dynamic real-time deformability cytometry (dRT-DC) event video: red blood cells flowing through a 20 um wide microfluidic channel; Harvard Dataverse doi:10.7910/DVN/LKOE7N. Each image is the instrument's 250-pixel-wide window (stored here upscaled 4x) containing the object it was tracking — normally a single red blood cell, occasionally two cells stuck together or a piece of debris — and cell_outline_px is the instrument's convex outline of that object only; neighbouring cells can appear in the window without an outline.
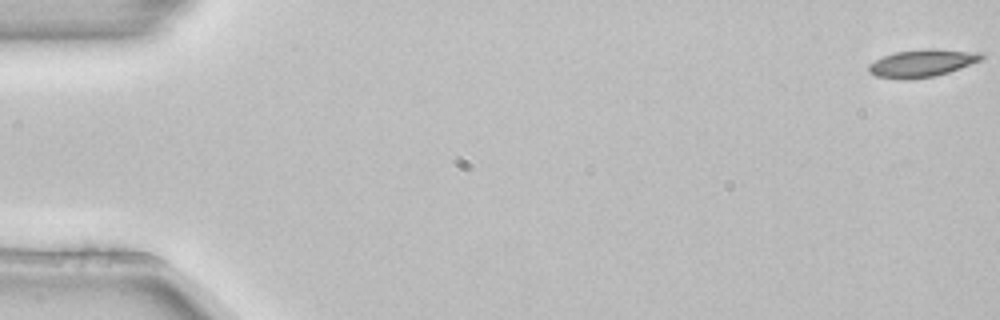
{"species": "common noctule bat (a hibernating species)", "species_latin": "Nyctalus noctula", "temperature_condition": "room temperature", "stored_images_in_passage": 6, "camera_frame_rate_fps": 3000, "um_per_image_px": 0.085, "animal": {"sex": "female", "body_mass_g": 22.7, "forearm_length_mm": 54.2}, "frame": {"image": 1, "passage_image": 1, "time_ms": 0.0, "image_size_px": [1000, 320], "cell_outline_px": [[984, 60], [936, 76], [908, 80], [900, 80], [876, 76], [868, 72], [868, 64], [884, 56], [896, 52], [924, 48], [932, 48], [984, 52]], "centroid_in_image_um": [78.42, 5.37], "position_along_channel_um": 6.6, "area_um2": 18.5}}
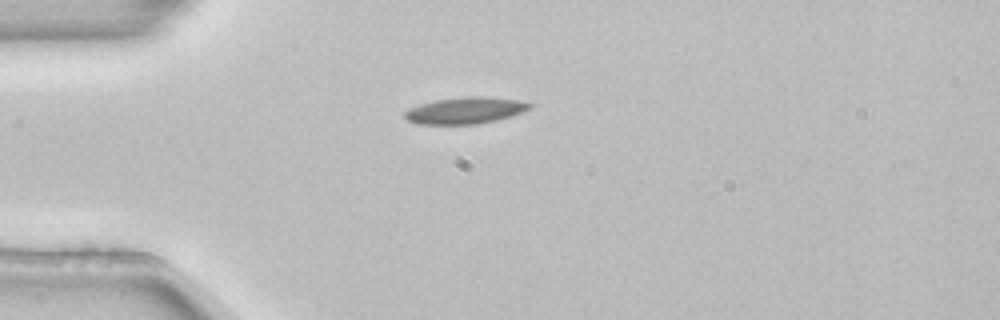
{"frame": {"image": 2, "passage_image": 5, "time_ms": 1.333, "image_size_px": [1000, 320], "cell_outline_px": [[532, 108], [496, 120], [476, 124], [416, 124], [408, 120], [404, 116], [404, 112], [408, 108], [420, 104], [436, 100], [464, 96], [480, 96], [520, 100], [532, 104]], "centroid_in_image_um": [39.51, 9.38], "position_along_channel_um": 45.5, "area_um2": 19.25}}
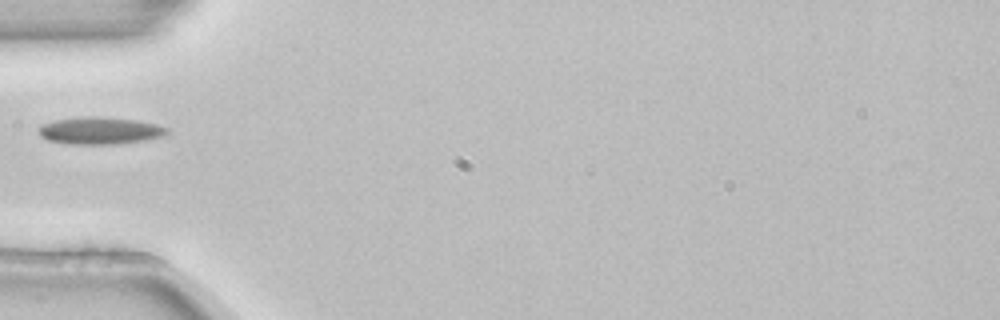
{"frame": {"image": 3, "passage_image": 6, "time_ms": 1.667, "image_size_px": [1000, 320], "cell_outline_px": [[168, 132], [160, 136], [144, 140], [112, 144], [68, 144], [48, 140], [40, 136], [40, 124], [56, 120], [136, 120], [156, 124], [168, 128]], "centroid_in_image_um": [8.49, 11.17], "position_along_channel_um": 76.5, "area_um2": 18.79}}